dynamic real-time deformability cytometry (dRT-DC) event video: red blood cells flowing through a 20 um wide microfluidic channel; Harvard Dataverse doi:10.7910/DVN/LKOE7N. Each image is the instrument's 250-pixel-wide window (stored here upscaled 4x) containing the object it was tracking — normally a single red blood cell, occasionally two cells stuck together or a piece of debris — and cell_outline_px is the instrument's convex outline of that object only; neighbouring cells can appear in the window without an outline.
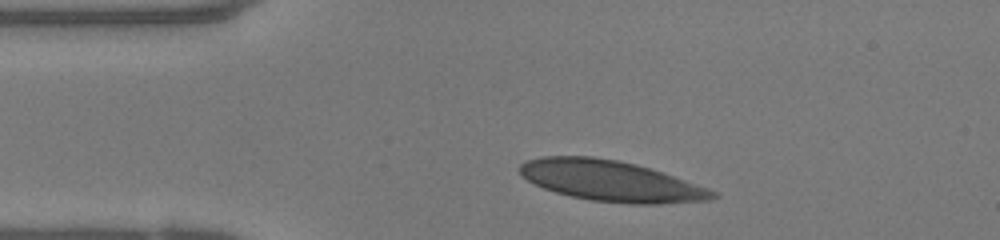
{"species": "human", "species_latin": "Homo sapiens", "temperature_condition": "warm", "stored_images_in_passage": 30, "camera_frame_rate_fps": 3000, "um_per_image_px": 0.085, "donor": {"sex": "female"}, "frame": {"image": 1, "passage_image": 1, "time_ms": 0.0, "image_size_px": [1000, 240], "cell_outline_px": [[720, 196], [712, 200], [660, 204], [632, 204], [588, 200], [556, 192], [544, 188], [520, 176], [520, 164], [524, 160], [540, 156], [592, 156], [616, 160], [636, 164], [720, 192]], "centroid_in_image_um": [51.93, 15.38], "position_along_channel_um": 33.1, "area_um2": 45.78}}
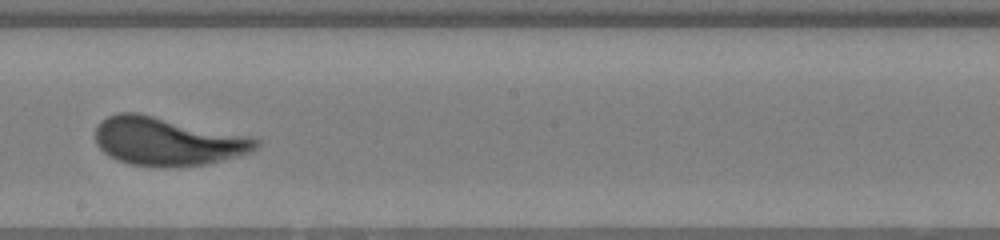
{"frame": {"image": 2, "passage_image": 18, "time_ms": 5.667, "image_size_px": [1000, 240], "cell_outline_px": [[260, 144], [252, 152], [208, 164], [168, 168], [156, 168], [128, 164], [116, 160], [108, 156], [96, 144], [96, 128], [100, 120], [108, 116], [120, 112], [136, 112], [252, 136], [260, 140]], "centroid_in_image_um": [14.24, 12.03], "position_along_channel_um": 234.0, "area_um2": 45.95}}
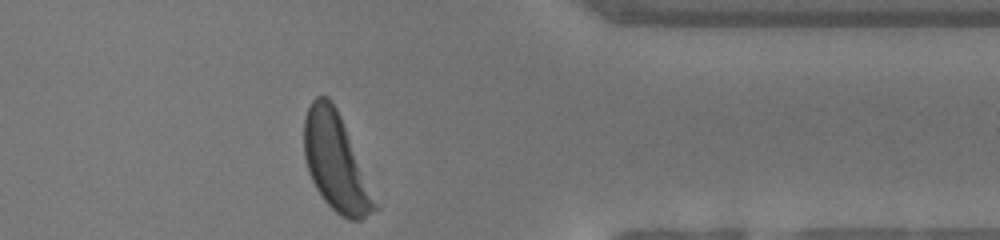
{"frame": {"image": 3, "passage_image": 30, "time_ms": 9.667, "image_size_px": [1000, 240], "cell_outline_px": [[380, 208], [360, 220], [348, 220], [340, 216], [324, 200], [316, 188], [308, 172], [304, 156], [304, 116], [312, 100], [316, 96], [328, 96], [336, 108], [340, 116]], "centroid_in_image_um": [28.53, 13.82], "position_along_channel_um": 382.9, "area_um2": 39.65}}